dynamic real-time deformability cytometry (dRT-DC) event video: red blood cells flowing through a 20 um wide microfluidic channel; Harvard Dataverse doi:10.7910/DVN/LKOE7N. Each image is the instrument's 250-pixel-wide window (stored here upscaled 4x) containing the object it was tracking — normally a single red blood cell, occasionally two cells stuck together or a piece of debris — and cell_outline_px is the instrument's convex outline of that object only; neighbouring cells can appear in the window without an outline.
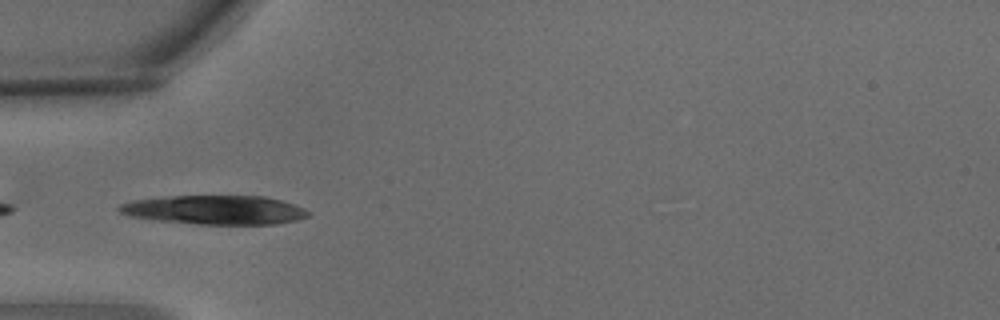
{"species": "common noctule bat (a hibernating species)", "species_latin": "Nyctalus noctula", "temperature_condition": "warm", "stored_images_in_passage": 4, "camera_frame_rate_fps": 3000, "um_per_image_px": 0.085, "animal": {"sex": "male", "body_mass_g": 15.6}, "frame": {"image": 1, "passage_image": 4, "time_ms": 1.0, "image_size_px": [1000, 320], "cell_outline_px": [[312, 212], [308, 216], [296, 220], [276, 224], [196, 224], [156, 220], [128, 216], [120, 212], [116, 208], [120, 204], [132, 200], [164, 196], [264, 196], [296, 204]], "centroid_in_image_um": [18.26, 17.84], "position_along_channel_um": 66.7, "area_um2": 32.19}}